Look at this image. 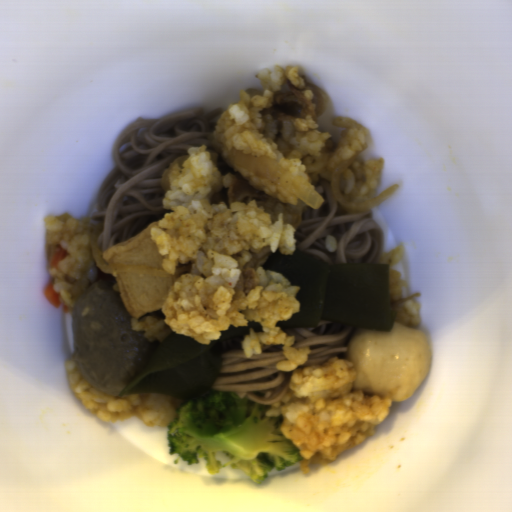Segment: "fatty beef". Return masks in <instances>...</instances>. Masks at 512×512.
Masks as SVG:
<instances>
[{
	"label": "fatty beef",
	"instance_id": "obj_1",
	"mask_svg": "<svg viewBox=\"0 0 512 512\" xmlns=\"http://www.w3.org/2000/svg\"><path fill=\"white\" fill-rule=\"evenodd\" d=\"M305 88L313 92L312 100L304 95L303 88L295 86L286 78L281 89L274 92L270 104L259 111L262 126L258 130L264 138L271 140L278 150L288 157L293 151L292 139L296 136L295 119H311L318 125L319 118L328 106V96L324 91L309 83L305 75H300Z\"/></svg>",
	"mask_w": 512,
	"mask_h": 512
},
{
	"label": "fatty beef",
	"instance_id": "obj_2",
	"mask_svg": "<svg viewBox=\"0 0 512 512\" xmlns=\"http://www.w3.org/2000/svg\"><path fill=\"white\" fill-rule=\"evenodd\" d=\"M234 179L228 188L221 189L212 195L210 205H218L225 202L228 209L233 202H243L246 205L251 201H256L258 208L264 207L265 213L271 216V223L278 222V215H283V224H291L294 229H298L302 215L308 211L307 203L300 198L297 205H291L274 198L265 192L253 186L249 180H245L239 171L233 172Z\"/></svg>",
	"mask_w": 512,
	"mask_h": 512
},
{
	"label": "fatty beef",
	"instance_id": "obj_3",
	"mask_svg": "<svg viewBox=\"0 0 512 512\" xmlns=\"http://www.w3.org/2000/svg\"><path fill=\"white\" fill-rule=\"evenodd\" d=\"M271 252L272 250L269 245H266L261 250L249 249L248 254L251 255V259L245 264L236 286L245 296H248L249 292L258 285V267H262L265 264Z\"/></svg>",
	"mask_w": 512,
	"mask_h": 512
},
{
	"label": "fatty beef",
	"instance_id": "obj_4",
	"mask_svg": "<svg viewBox=\"0 0 512 512\" xmlns=\"http://www.w3.org/2000/svg\"><path fill=\"white\" fill-rule=\"evenodd\" d=\"M98 278V265L94 257L90 260L84 275L80 278H74L69 275H65L63 281L70 284V291L73 300L83 294L86 288L93 284Z\"/></svg>",
	"mask_w": 512,
	"mask_h": 512
},
{
	"label": "fatty beef",
	"instance_id": "obj_5",
	"mask_svg": "<svg viewBox=\"0 0 512 512\" xmlns=\"http://www.w3.org/2000/svg\"><path fill=\"white\" fill-rule=\"evenodd\" d=\"M192 266H193L192 260L189 261L188 263H179L178 265H176L175 269H174V273H170L173 283L181 275H183L185 273H191Z\"/></svg>",
	"mask_w": 512,
	"mask_h": 512
},
{
	"label": "fatty beef",
	"instance_id": "obj_6",
	"mask_svg": "<svg viewBox=\"0 0 512 512\" xmlns=\"http://www.w3.org/2000/svg\"><path fill=\"white\" fill-rule=\"evenodd\" d=\"M339 142L332 139L331 137L326 139L325 145L322 149L323 153H333L338 148Z\"/></svg>",
	"mask_w": 512,
	"mask_h": 512
},
{
	"label": "fatty beef",
	"instance_id": "obj_7",
	"mask_svg": "<svg viewBox=\"0 0 512 512\" xmlns=\"http://www.w3.org/2000/svg\"><path fill=\"white\" fill-rule=\"evenodd\" d=\"M56 247L57 245H54V244H47V261H46V267L50 270L52 265H51V262H52V258L55 254V250H56Z\"/></svg>",
	"mask_w": 512,
	"mask_h": 512
}]
</instances>
